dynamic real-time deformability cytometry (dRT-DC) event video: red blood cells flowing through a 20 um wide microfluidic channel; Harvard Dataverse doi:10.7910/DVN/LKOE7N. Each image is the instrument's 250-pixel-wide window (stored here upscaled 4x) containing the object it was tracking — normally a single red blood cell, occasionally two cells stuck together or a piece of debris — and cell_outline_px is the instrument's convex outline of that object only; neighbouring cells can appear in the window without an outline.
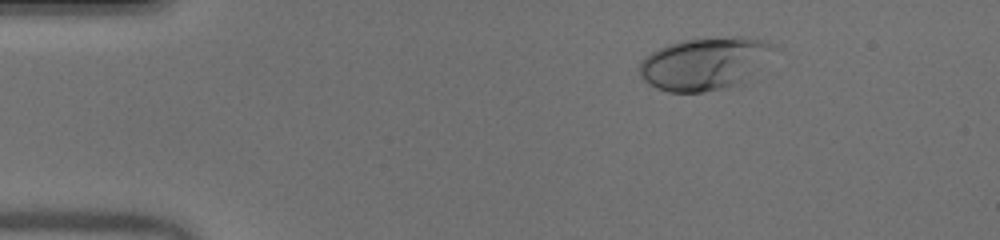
{"species": "human", "species_latin": "Homo sapiens", "temperature_condition": "warm", "stored_images_in_passage": 38, "camera_frame_rate_fps": 3000, "um_per_image_px": 0.085, "donor": {"sex": "male"}, "frame": {"image": 1, "passage_image": 1, "time_ms": 0.0, "image_size_px": [1000, 240], "cell_outline_px": [[776, 48], [744, 84], [704, 92], [668, 92], [656, 88], [648, 84], [640, 76], [636, 68], [640, 60], [652, 52], [668, 44], [680, 40], [732, 36], [744, 36], [764, 40], [772, 44]], "centroid_in_image_um": [59.86, 5.4], "position_along_channel_um": 25.1, "area_um2": 41.56}}
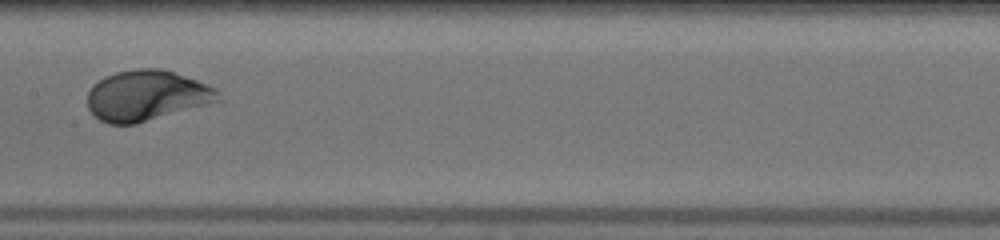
{"frame": {"image": 2, "passage_image": 20, "time_ms": 6.333, "image_size_px": [1000, 240], "cell_outline_px": [[220, 100], [136, 124], [108, 124], [100, 120], [88, 108], [88, 92], [104, 76], [116, 72], [136, 68], [160, 68], [208, 84], [216, 88], [220, 92]], "centroid_in_image_um": [12.46, 8.12], "position_along_channel_um": 194.9, "area_um2": 38.03}}
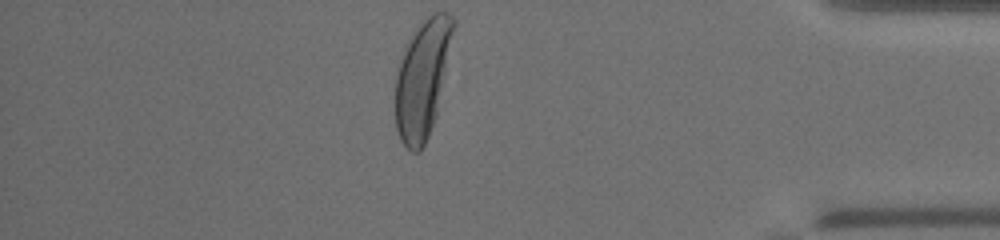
{"frame": {"image": 3, "passage_image": 38, "time_ms": 12.333, "image_size_px": [1000, 240], "cell_outline_px": [[456, 24], [436, 116], [428, 136], [420, 152], [412, 152], [400, 140], [396, 128], [392, 104], [396, 76], [400, 52], [404, 44], [416, 28], [432, 12], [448, 12], [456, 20]], "centroid_in_image_um": [35.86, 6.67], "position_along_channel_um": 399.3, "area_um2": 40.81}, "authors_computed_cell_mechanics": {"area_um2": 36.9631, "velocity_mm_per_s": 4.0013, "shape_relaxation_time_tau1_ms": 3.0105, "shape_relaxation_time_tau2_ms": null, "deformation_change_tau1": 0.1961, "deformation_change_tau2": null}}